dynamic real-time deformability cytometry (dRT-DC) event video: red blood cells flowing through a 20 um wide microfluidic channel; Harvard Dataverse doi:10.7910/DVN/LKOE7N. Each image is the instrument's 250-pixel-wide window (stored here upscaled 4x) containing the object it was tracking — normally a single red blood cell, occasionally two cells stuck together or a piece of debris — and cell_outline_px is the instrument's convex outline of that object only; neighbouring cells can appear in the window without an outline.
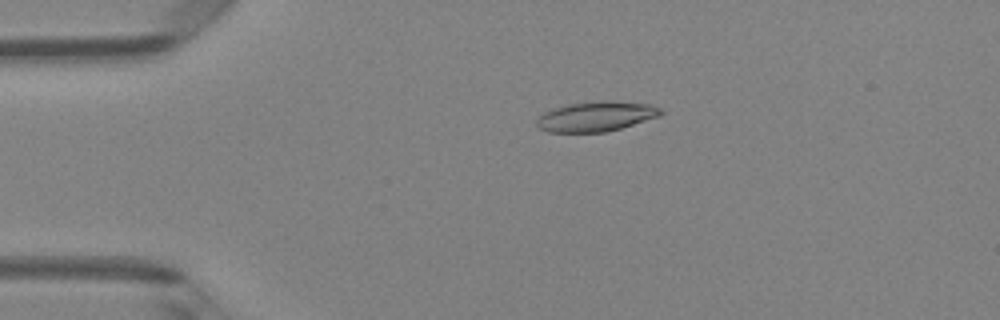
{"species": "Egyptian fruit bat (a non-hibernating species)", "species_latin": "Rousettus aegyptiacus", "temperature_condition": "room temperature", "stored_images_in_passage": 5, "camera_frame_rate_fps": 3000, "um_per_image_px": 0.085, "animal": {"sex": "female"}, "frame": {"image": 1, "passage_image": 4, "time_ms": 3.333, "image_size_px": [1000, 320], "cell_outline_px": [[664, 112], [660, 116], [620, 128], [604, 132], [548, 132], [540, 128], [536, 124], [536, 120], [544, 112], [552, 108], [568, 104], [652, 104], [660, 108]], "centroid_in_image_um": [50.61, 9.96], "position_along_channel_um": 34.4, "area_um2": 20.4}}